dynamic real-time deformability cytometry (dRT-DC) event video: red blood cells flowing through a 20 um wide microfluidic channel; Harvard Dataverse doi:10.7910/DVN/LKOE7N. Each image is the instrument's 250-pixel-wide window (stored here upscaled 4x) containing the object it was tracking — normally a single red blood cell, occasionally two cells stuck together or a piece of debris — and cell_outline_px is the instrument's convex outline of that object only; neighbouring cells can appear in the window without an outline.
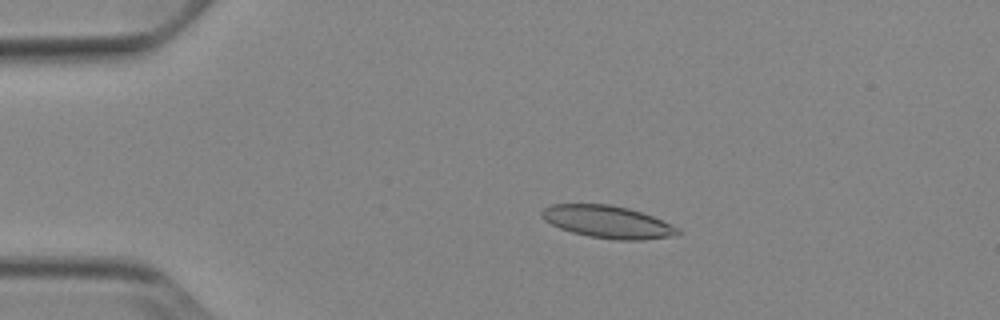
{"species": "Egyptian fruit bat (a non-hibernating species)", "species_latin": "Rousettus aegyptiacus", "temperature_condition": "cold", "stored_images_in_passage": 52, "camera_frame_rate_fps": 3000, "um_per_image_px": 0.085, "animal": {"sex": "female"}, "frame": {"image": 1, "passage_image": 11, "time_ms": 3.333, "image_size_px": [1000, 320], "cell_outline_px": [[680, 232], [676, 236], [640, 240], [616, 240], [588, 236], [572, 232], [560, 228], [544, 220], [540, 216], [540, 212], [544, 208], [552, 204], [608, 204], [628, 208], [652, 216], [680, 228]], "centroid_in_image_um": [51.65, 18.86], "position_along_channel_um": 33.4, "area_um2": 25.66}}
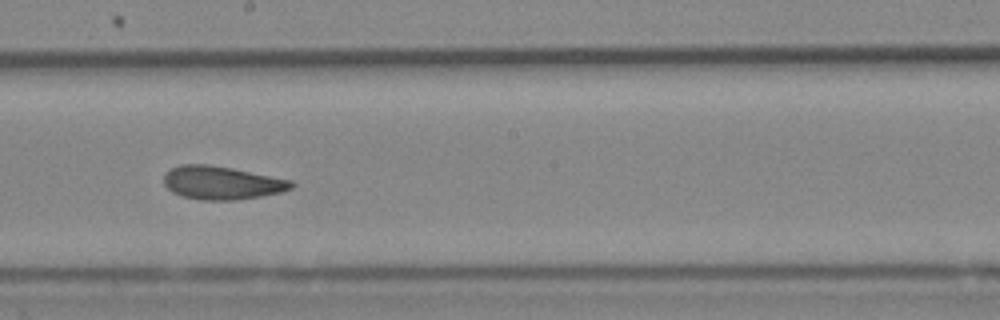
{"frame": {"image": 2, "passage_image": 30, "time_ms": 9.667, "image_size_px": [1000, 320], "cell_outline_px": [[296, 184], [292, 188], [280, 192], [260, 196], [236, 200], [200, 200], [184, 196], [172, 192], [164, 184], [164, 172], [180, 164], [208, 164], [232, 168], [292, 180]], "centroid_in_image_um": [18.84, 15.53], "position_along_channel_um": 229.4, "area_um2": 24.74}}
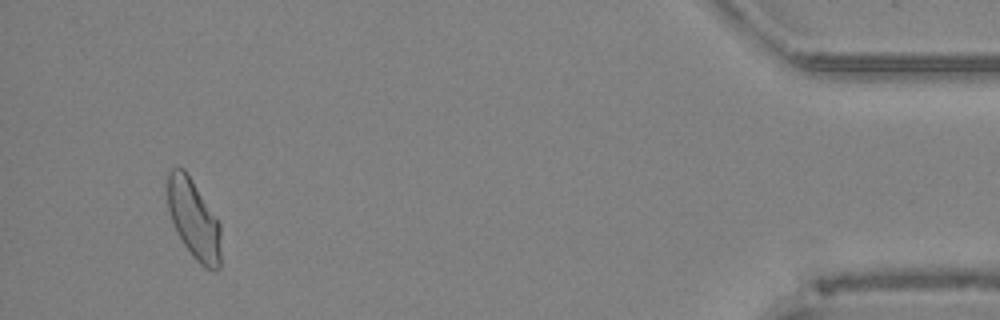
{"frame": {"image": 3, "passage_image": 50, "time_ms": 16.333, "image_size_px": [1000, 320], "cell_outline_px": [[220, 268], [216, 272], [204, 268], [192, 256], [176, 232], [172, 224], [168, 208], [168, 172], [172, 168], [184, 168], [220, 224]], "centroid_in_image_um": [16.47, 18.69], "position_along_channel_um": 418.7, "area_um2": 24.51}, "authors_computed_cell_mechanics": {"area_um2": 24.7673, "velocity_mm_per_s": 3.873, "shape_relaxation_time_tau1_ms": null, "shape_relaxation_time_tau2_ms": 3.0061, "deformation_change_tau1": null, "deformation_change_tau2": 0.1098}}